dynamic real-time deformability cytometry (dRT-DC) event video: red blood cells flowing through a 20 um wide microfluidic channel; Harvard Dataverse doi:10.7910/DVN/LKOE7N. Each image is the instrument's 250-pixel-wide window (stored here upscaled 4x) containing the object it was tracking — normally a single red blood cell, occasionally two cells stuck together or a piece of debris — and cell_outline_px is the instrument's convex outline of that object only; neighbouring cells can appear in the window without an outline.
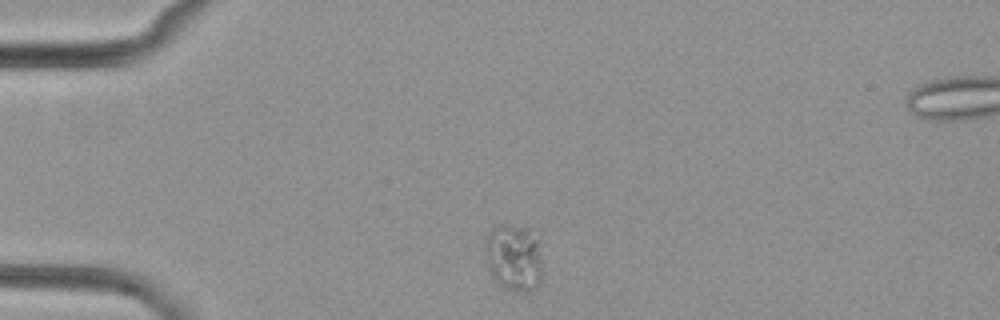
{"species": "common noctule bat (a hibernating species)", "species_latin": "Nyctalus noctula", "temperature_condition": "cold", "stored_images_in_passage": 3, "camera_frame_rate_fps": 3000, "um_per_image_px": 0.085, "animal": {"sex": "female", "body_mass_g": 29.2, "forearm_length_mm": 56.3}, "frame": {"image": 1, "passage_image": 1, "time_ms": 0.0, "image_size_px": [1000, 320], "cell_outline_px": [[540, 284], [532, 292], [516, 292], [504, 288], [492, 276], [488, 268], [484, 248], [484, 244], [488, 232], [496, 224], [504, 224], [528, 228], [536, 240], [540, 256]], "centroid_in_image_um": [43.63, 21.9], "position_along_channel_um": 41.4, "area_um2": 22.43}}
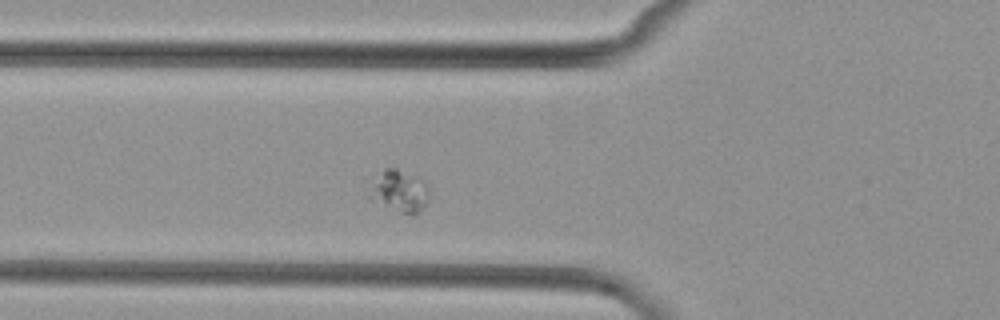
{"frame": {"image": 2, "passage_image": 3, "time_ms": 2.333, "image_size_px": [1000, 320], "cell_outline_px": [[428, 200], [420, 212], [400, 212], [368, 200], [364, 196], [384, 168], [396, 168], [420, 176], [428, 184]], "centroid_in_image_um": [33.93, 16.22], "position_along_channel_um": 91.9, "area_um2": 14.8}}